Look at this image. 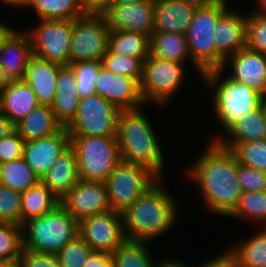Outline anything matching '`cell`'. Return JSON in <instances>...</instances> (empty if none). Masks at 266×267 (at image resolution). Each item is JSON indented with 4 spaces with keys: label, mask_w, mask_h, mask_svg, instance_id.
Returning a JSON list of instances; mask_svg holds the SVG:
<instances>
[{
    "label": "cell",
    "mask_w": 266,
    "mask_h": 267,
    "mask_svg": "<svg viewBox=\"0 0 266 267\" xmlns=\"http://www.w3.org/2000/svg\"><path fill=\"white\" fill-rule=\"evenodd\" d=\"M207 142L194 162L183 168L186 170L184 175L198 188L204 211L227 217L242 195L237 179V160L230 149L216 140Z\"/></svg>",
    "instance_id": "6da1fadb"
},
{
    "label": "cell",
    "mask_w": 266,
    "mask_h": 267,
    "mask_svg": "<svg viewBox=\"0 0 266 267\" xmlns=\"http://www.w3.org/2000/svg\"><path fill=\"white\" fill-rule=\"evenodd\" d=\"M164 183V178H160L121 213L126 240L155 243V240L175 231L174 228L182 220V215H179L180 202Z\"/></svg>",
    "instance_id": "7a4b0ae2"
},
{
    "label": "cell",
    "mask_w": 266,
    "mask_h": 267,
    "mask_svg": "<svg viewBox=\"0 0 266 267\" xmlns=\"http://www.w3.org/2000/svg\"><path fill=\"white\" fill-rule=\"evenodd\" d=\"M147 106L121 111L118 117L116 140L121 160L143 165L159 178H165L166 154L155 125L145 113ZM147 115V116H146ZM156 130V131H155ZM166 165V166H165Z\"/></svg>",
    "instance_id": "3957f363"
},
{
    "label": "cell",
    "mask_w": 266,
    "mask_h": 267,
    "mask_svg": "<svg viewBox=\"0 0 266 267\" xmlns=\"http://www.w3.org/2000/svg\"><path fill=\"white\" fill-rule=\"evenodd\" d=\"M201 82L208 90L207 95H211L210 98L207 96V99L212 98L209 111L221 129L216 130L215 135L210 134L208 140H216L232 123L261 106L262 96L258 92L231 80L221 69L205 72Z\"/></svg>",
    "instance_id": "277c9868"
},
{
    "label": "cell",
    "mask_w": 266,
    "mask_h": 267,
    "mask_svg": "<svg viewBox=\"0 0 266 267\" xmlns=\"http://www.w3.org/2000/svg\"><path fill=\"white\" fill-rule=\"evenodd\" d=\"M79 230V222L61 205L22 226L23 247L39 253L57 254L73 240Z\"/></svg>",
    "instance_id": "5b68a950"
},
{
    "label": "cell",
    "mask_w": 266,
    "mask_h": 267,
    "mask_svg": "<svg viewBox=\"0 0 266 267\" xmlns=\"http://www.w3.org/2000/svg\"><path fill=\"white\" fill-rule=\"evenodd\" d=\"M188 73L184 64L149 55L143 62L141 81V94L145 104L154 105L155 108L157 107V111L159 109L160 111L168 110L169 106L173 104L172 101L176 99L178 91H184L183 88L189 81Z\"/></svg>",
    "instance_id": "8992f818"
},
{
    "label": "cell",
    "mask_w": 266,
    "mask_h": 267,
    "mask_svg": "<svg viewBox=\"0 0 266 267\" xmlns=\"http://www.w3.org/2000/svg\"><path fill=\"white\" fill-rule=\"evenodd\" d=\"M80 179L105 182L121 161L116 137L70 136Z\"/></svg>",
    "instance_id": "52a82bcc"
},
{
    "label": "cell",
    "mask_w": 266,
    "mask_h": 267,
    "mask_svg": "<svg viewBox=\"0 0 266 267\" xmlns=\"http://www.w3.org/2000/svg\"><path fill=\"white\" fill-rule=\"evenodd\" d=\"M230 0L197 8L186 33L191 60L205 73L216 69L215 29Z\"/></svg>",
    "instance_id": "ba28073f"
},
{
    "label": "cell",
    "mask_w": 266,
    "mask_h": 267,
    "mask_svg": "<svg viewBox=\"0 0 266 267\" xmlns=\"http://www.w3.org/2000/svg\"><path fill=\"white\" fill-rule=\"evenodd\" d=\"M159 179L149 168L121 160L104 182L111 210L122 213Z\"/></svg>",
    "instance_id": "9c48e42d"
},
{
    "label": "cell",
    "mask_w": 266,
    "mask_h": 267,
    "mask_svg": "<svg viewBox=\"0 0 266 267\" xmlns=\"http://www.w3.org/2000/svg\"><path fill=\"white\" fill-rule=\"evenodd\" d=\"M120 112L95 93L79 99L76 115L65 128L70 136L116 137Z\"/></svg>",
    "instance_id": "30bf717a"
},
{
    "label": "cell",
    "mask_w": 266,
    "mask_h": 267,
    "mask_svg": "<svg viewBox=\"0 0 266 267\" xmlns=\"http://www.w3.org/2000/svg\"><path fill=\"white\" fill-rule=\"evenodd\" d=\"M109 34L104 15L84 14L72 20L69 64L101 61L108 51Z\"/></svg>",
    "instance_id": "8fae6325"
},
{
    "label": "cell",
    "mask_w": 266,
    "mask_h": 267,
    "mask_svg": "<svg viewBox=\"0 0 266 267\" xmlns=\"http://www.w3.org/2000/svg\"><path fill=\"white\" fill-rule=\"evenodd\" d=\"M37 23V24H36ZM24 29L31 39L33 55L60 65H69L72 20H37Z\"/></svg>",
    "instance_id": "7c38bea8"
},
{
    "label": "cell",
    "mask_w": 266,
    "mask_h": 267,
    "mask_svg": "<svg viewBox=\"0 0 266 267\" xmlns=\"http://www.w3.org/2000/svg\"><path fill=\"white\" fill-rule=\"evenodd\" d=\"M78 233L93 251L109 254L126 240L122 215L113 210L83 218Z\"/></svg>",
    "instance_id": "4fadbf2b"
},
{
    "label": "cell",
    "mask_w": 266,
    "mask_h": 267,
    "mask_svg": "<svg viewBox=\"0 0 266 267\" xmlns=\"http://www.w3.org/2000/svg\"><path fill=\"white\" fill-rule=\"evenodd\" d=\"M95 93L121 111L146 106L141 94V83L136 78L115 74L103 66L95 79Z\"/></svg>",
    "instance_id": "5bb4252c"
},
{
    "label": "cell",
    "mask_w": 266,
    "mask_h": 267,
    "mask_svg": "<svg viewBox=\"0 0 266 267\" xmlns=\"http://www.w3.org/2000/svg\"><path fill=\"white\" fill-rule=\"evenodd\" d=\"M60 204L79 222L83 218L111 210L104 182L79 179L60 200Z\"/></svg>",
    "instance_id": "9a60e30c"
},
{
    "label": "cell",
    "mask_w": 266,
    "mask_h": 267,
    "mask_svg": "<svg viewBox=\"0 0 266 267\" xmlns=\"http://www.w3.org/2000/svg\"><path fill=\"white\" fill-rule=\"evenodd\" d=\"M220 69L231 80L251 87L261 96L266 95V54L245 47L227 57Z\"/></svg>",
    "instance_id": "2e32d148"
},
{
    "label": "cell",
    "mask_w": 266,
    "mask_h": 267,
    "mask_svg": "<svg viewBox=\"0 0 266 267\" xmlns=\"http://www.w3.org/2000/svg\"><path fill=\"white\" fill-rule=\"evenodd\" d=\"M240 11V12H239ZM247 11L229 8L218 20L215 29L216 69L224 60L246 47Z\"/></svg>",
    "instance_id": "e0dca14e"
},
{
    "label": "cell",
    "mask_w": 266,
    "mask_h": 267,
    "mask_svg": "<svg viewBox=\"0 0 266 267\" xmlns=\"http://www.w3.org/2000/svg\"><path fill=\"white\" fill-rule=\"evenodd\" d=\"M104 16L110 30L132 31L150 38L154 32L155 0L113 5Z\"/></svg>",
    "instance_id": "ac0fdd59"
},
{
    "label": "cell",
    "mask_w": 266,
    "mask_h": 267,
    "mask_svg": "<svg viewBox=\"0 0 266 267\" xmlns=\"http://www.w3.org/2000/svg\"><path fill=\"white\" fill-rule=\"evenodd\" d=\"M69 145L70 135L66 128L62 127L51 136L25 142L23 159L41 179Z\"/></svg>",
    "instance_id": "d6986e66"
},
{
    "label": "cell",
    "mask_w": 266,
    "mask_h": 267,
    "mask_svg": "<svg viewBox=\"0 0 266 267\" xmlns=\"http://www.w3.org/2000/svg\"><path fill=\"white\" fill-rule=\"evenodd\" d=\"M32 56L29 34L25 30L14 29L0 48V66L8 81L23 80L26 66Z\"/></svg>",
    "instance_id": "ffe728a7"
},
{
    "label": "cell",
    "mask_w": 266,
    "mask_h": 267,
    "mask_svg": "<svg viewBox=\"0 0 266 267\" xmlns=\"http://www.w3.org/2000/svg\"><path fill=\"white\" fill-rule=\"evenodd\" d=\"M79 179L76 151L70 144L60 153L40 181L61 200Z\"/></svg>",
    "instance_id": "44dd1931"
},
{
    "label": "cell",
    "mask_w": 266,
    "mask_h": 267,
    "mask_svg": "<svg viewBox=\"0 0 266 267\" xmlns=\"http://www.w3.org/2000/svg\"><path fill=\"white\" fill-rule=\"evenodd\" d=\"M61 66L34 55L30 58L23 80L30 85L39 104H51L56 95V84Z\"/></svg>",
    "instance_id": "7402d4cb"
},
{
    "label": "cell",
    "mask_w": 266,
    "mask_h": 267,
    "mask_svg": "<svg viewBox=\"0 0 266 267\" xmlns=\"http://www.w3.org/2000/svg\"><path fill=\"white\" fill-rule=\"evenodd\" d=\"M79 99L73 68L70 65H62L58 74L56 95L49 107L63 127H66L75 117Z\"/></svg>",
    "instance_id": "603a6c76"
},
{
    "label": "cell",
    "mask_w": 266,
    "mask_h": 267,
    "mask_svg": "<svg viewBox=\"0 0 266 267\" xmlns=\"http://www.w3.org/2000/svg\"><path fill=\"white\" fill-rule=\"evenodd\" d=\"M196 9L183 0H155L154 32L186 34Z\"/></svg>",
    "instance_id": "cb8c5ba5"
},
{
    "label": "cell",
    "mask_w": 266,
    "mask_h": 267,
    "mask_svg": "<svg viewBox=\"0 0 266 267\" xmlns=\"http://www.w3.org/2000/svg\"><path fill=\"white\" fill-rule=\"evenodd\" d=\"M149 45L153 57L184 64L187 68L192 65L191 68L195 70L191 71H196L200 81L202 80L204 72L191 60L186 34L153 32Z\"/></svg>",
    "instance_id": "d4e9b609"
},
{
    "label": "cell",
    "mask_w": 266,
    "mask_h": 267,
    "mask_svg": "<svg viewBox=\"0 0 266 267\" xmlns=\"http://www.w3.org/2000/svg\"><path fill=\"white\" fill-rule=\"evenodd\" d=\"M266 139V116L260 106L232 123L216 141L231 149L236 143Z\"/></svg>",
    "instance_id": "484cf974"
},
{
    "label": "cell",
    "mask_w": 266,
    "mask_h": 267,
    "mask_svg": "<svg viewBox=\"0 0 266 267\" xmlns=\"http://www.w3.org/2000/svg\"><path fill=\"white\" fill-rule=\"evenodd\" d=\"M1 96L2 112L14 125L39 105L34 91L24 80L9 81Z\"/></svg>",
    "instance_id": "4316f807"
},
{
    "label": "cell",
    "mask_w": 266,
    "mask_h": 267,
    "mask_svg": "<svg viewBox=\"0 0 266 267\" xmlns=\"http://www.w3.org/2000/svg\"><path fill=\"white\" fill-rule=\"evenodd\" d=\"M62 127L49 105L39 104L15 125V130L25 142H28L51 136Z\"/></svg>",
    "instance_id": "83f0119b"
},
{
    "label": "cell",
    "mask_w": 266,
    "mask_h": 267,
    "mask_svg": "<svg viewBox=\"0 0 266 267\" xmlns=\"http://www.w3.org/2000/svg\"><path fill=\"white\" fill-rule=\"evenodd\" d=\"M254 229L258 230L251 236L235 240L226 247L234 255L239 267H266V228Z\"/></svg>",
    "instance_id": "f1b7e54d"
},
{
    "label": "cell",
    "mask_w": 266,
    "mask_h": 267,
    "mask_svg": "<svg viewBox=\"0 0 266 267\" xmlns=\"http://www.w3.org/2000/svg\"><path fill=\"white\" fill-rule=\"evenodd\" d=\"M150 38L132 31L110 30L108 51L144 62L150 55Z\"/></svg>",
    "instance_id": "f546056e"
},
{
    "label": "cell",
    "mask_w": 266,
    "mask_h": 267,
    "mask_svg": "<svg viewBox=\"0 0 266 267\" xmlns=\"http://www.w3.org/2000/svg\"><path fill=\"white\" fill-rule=\"evenodd\" d=\"M150 243L153 244L150 241L125 240L112 253L114 267H156L163 257L156 258Z\"/></svg>",
    "instance_id": "4dcf8cb0"
},
{
    "label": "cell",
    "mask_w": 266,
    "mask_h": 267,
    "mask_svg": "<svg viewBox=\"0 0 266 267\" xmlns=\"http://www.w3.org/2000/svg\"><path fill=\"white\" fill-rule=\"evenodd\" d=\"M60 200L41 181L21 193L22 226L27 221L52 211Z\"/></svg>",
    "instance_id": "1f68e13d"
},
{
    "label": "cell",
    "mask_w": 266,
    "mask_h": 267,
    "mask_svg": "<svg viewBox=\"0 0 266 267\" xmlns=\"http://www.w3.org/2000/svg\"><path fill=\"white\" fill-rule=\"evenodd\" d=\"M27 10L36 20H74L85 14L81 0H29Z\"/></svg>",
    "instance_id": "d6a6232c"
},
{
    "label": "cell",
    "mask_w": 266,
    "mask_h": 267,
    "mask_svg": "<svg viewBox=\"0 0 266 267\" xmlns=\"http://www.w3.org/2000/svg\"><path fill=\"white\" fill-rule=\"evenodd\" d=\"M227 217L266 228V191L242 192L237 206Z\"/></svg>",
    "instance_id": "836d02e7"
},
{
    "label": "cell",
    "mask_w": 266,
    "mask_h": 267,
    "mask_svg": "<svg viewBox=\"0 0 266 267\" xmlns=\"http://www.w3.org/2000/svg\"><path fill=\"white\" fill-rule=\"evenodd\" d=\"M39 181V177L23 157L0 164V184L12 190L22 193Z\"/></svg>",
    "instance_id": "e575fe53"
},
{
    "label": "cell",
    "mask_w": 266,
    "mask_h": 267,
    "mask_svg": "<svg viewBox=\"0 0 266 267\" xmlns=\"http://www.w3.org/2000/svg\"><path fill=\"white\" fill-rule=\"evenodd\" d=\"M230 150L239 164L266 172V139L236 143Z\"/></svg>",
    "instance_id": "d590c367"
},
{
    "label": "cell",
    "mask_w": 266,
    "mask_h": 267,
    "mask_svg": "<svg viewBox=\"0 0 266 267\" xmlns=\"http://www.w3.org/2000/svg\"><path fill=\"white\" fill-rule=\"evenodd\" d=\"M23 249L22 226L0 222V261L19 259Z\"/></svg>",
    "instance_id": "8d00e7d4"
},
{
    "label": "cell",
    "mask_w": 266,
    "mask_h": 267,
    "mask_svg": "<svg viewBox=\"0 0 266 267\" xmlns=\"http://www.w3.org/2000/svg\"><path fill=\"white\" fill-rule=\"evenodd\" d=\"M75 73L77 93L80 99L95 94V79L102 66L101 61H80L69 64Z\"/></svg>",
    "instance_id": "74e56055"
},
{
    "label": "cell",
    "mask_w": 266,
    "mask_h": 267,
    "mask_svg": "<svg viewBox=\"0 0 266 267\" xmlns=\"http://www.w3.org/2000/svg\"><path fill=\"white\" fill-rule=\"evenodd\" d=\"M92 252L90 245L77 235L56 255L60 267H84Z\"/></svg>",
    "instance_id": "f35d334b"
},
{
    "label": "cell",
    "mask_w": 266,
    "mask_h": 267,
    "mask_svg": "<svg viewBox=\"0 0 266 267\" xmlns=\"http://www.w3.org/2000/svg\"><path fill=\"white\" fill-rule=\"evenodd\" d=\"M246 47L266 54V14L247 12Z\"/></svg>",
    "instance_id": "ab89813d"
},
{
    "label": "cell",
    "mask_w": 266,
    "mask_h": 267,
    "mask_svg": "<svg viewBox=\"0 0 266 267\" xmlns=\"http://www.w3.org/2000/svg\"><path fill=\"white\" fill-rule=\"evenodd\" d=\"M102 66L115 74L136 78L140 83L143 78V62L140 59L126 58L107 51L102 60Z\"/></svg>",
    "instance_id": "60d3db41"
},
{
    "label": "cell",
    "mask_w": 266,
    "mask_h": 267,
    "mask_svg": "<svg viewBox=\"0 0 266 267\" xmlns=\"http://www.w3.org/2000/svg\"><path fill=\"white\" fill-rule=\"evenodd\" d=\"M0 222L22 226L21 192L0 184Z\"/></svg>",
    "instance_id": "b9f144b4"
},
{
    "label": "cell",
    "mask_w": 266,
    "mask_h": 267,
    "mask_svg": "<svg viewBox=\"0 0 266 267\" xmlns=\"http://www.w3.org/2000/svg\"><path fill=\"white\" fill-rule=\"evenodd\" d=\"M237 179L242 192L266 191V172L237 162Z\"/></svg>",
    "instance_id": "7bdbcfd3"
},
{
    "label": "cell",
    "mask_w": 266,
    "mask_h": 267,
    "mask_svg": "<svg viewBox=\"0 0 266 267\" xmlns=\"http://www.w3.org/2000/svg\"><path fill=\"white\" fill-rule=\"evenodd\" d=\"M25 141L16 130L0 140V164L23 157Z\"/></svg>",
    "instance_id": "ee69618b"
},
{
    "label": "cell",
    "mask_w": 266,
    "mask_h": 267,
    "mask_svg": "<svg viewBox=\"0 0 266 267\" xmlns=\"http://www.w3.org/2000/svg\"><path fill=\"white\" fill-rule=\"evenodd\" d=\"M22 267H60L56 254H46L23 249L20 256Z\"/></svg>",
    "instance_id": "f6af8a7d"
},
{
    "label": "cell",
    "mask_w": 266,
    "mask_h": 267,
    "mask_svg": "<svg viewBox=\"0 0 266 267\" xmlns=\"http://www.w3.org/2000/svg\"><path fill=\"white\" fill-rule=\"evenodd\" d=\"M219 252L220 253H217L215 256H210V258L203 261V263L200 262V264L195 266L193 263L192 267H238L234 255L226 247Z\"/></svg>",
    "instance_id": "bcb514c9"
},
{
    "label": "cell",
    "mask_w": 266,
    "mask_h": 267,
    "mask_svg": "<svg viewBox=\"0 0 266 267\" xmlns=\"http://www.w3.org/2000/svg\"><path fill=\"white\" fill-rule=\"evenodd\" d=\"M85 14L104 15L113 5L114 0H81Z\"/></svg>",
    "instance_id": "7dc6e473"
},
{
    "label": "cell",
    "mask_w": 266,
    "mask_h": 267,
    "mask_svg": "<svg viewBox=\"0 0 266 267\" xmlns=\"http://www.w3.org/2000/svg\"><path fill=\"white\" fill-rule=\"evenodd\" d=\"M84 267H114L112 254L93 251Z\"/></svg>",
    "instance_id": "c3c4849f"
},
{
    "label": "cell",
    "mask_w": 266,
    "mask_h": 267,
    "mask_svg": "<svg viewBox=\"0 0 266 267\" xmlns=\"http://www.w3.org/2000/svg\"><path fill=\"white\" fill-rule=\"evenodd\" d=\"M156 267H192L191 263H187L182 261V259H175L174 257H164L160 260V262L156 265Z\"/></svg>",
    "instance_id": "681fc988"
},
{
    "label": "cell",
    "mask_w": 266,
    "mask_h": 267,
    "mask_svg": "<svg viewBox=\"0 0 266 267\" xmlns=\"http://www.w3.org/2000/svg\"><path fill=\"white\" fill-rule=\"evenodd\" d=\"M15 130V125L4 114H0V140Z\"/></svg>",
    "instance_id": "f907efd6"
},
{
    "label": "cell",
    "mask_w": 266,
    "mask_h": 267,
    "mask_svg": "<svg viewBox=\"0 0 266 267\" xmlns=\"http://www.w3.org/2000/svg\"><path fill=\"white\" fill-rule=\"evenodd\" d=\"M0 4L5 7L13 8L16 10L28 8L29 0H0ZM19 8V9H18Z\"/></svg>",
    "instance_id": "816d5d0a"
},
{
    "label": "cell",
    "mask_w": 266,
    "mask_h": 267,
    "mask_svg": "<svg viewBox=\"0 0 266 267\" xmlns=\"http://www.w3.org/2000/svg\"><path fill=\"white\" fill-rule=\"evenodd\" d=\"M5 20L1 21L0 20V48L3 43V41L8 37V35L15 29V26L9 25L6 22L4 23Z\"/></svg>",
    "instance_id": "f5cc1de1"
},
{
    "label": "cell",
    "mask_w": 266,
    "mask_h": 267,
    "mask_svg": "<svg viewBox=\"0 0 266 267\" xmlns=\"http://www.w3.org/2000/svg\"><path fill=\"white\" fill-rule=\"evenodd\" d=\"M196 8H203L214 5L222 0H183Z\"/></svg>",
    "instance_id": "db71d44e"
},
{
    "label": "cell",
    "mask_w": 266,
    "mask_h": 267,
    "mask_svg": "<svg viewBox=\"0 0 266 267\" xmlns=\"http://www.w3.org/2000/svg\"><path fill=\"white\" fill-rule=\"evenodd\" d=\"M253 2H254V5L256 3V5L254 6L255 9H252V10L250 9V11L266 14V0H254L252 1V3Z\"/></svg>",
    "instance_id": "11a10c76"
},
{
    "label": "cell",
    "mask_w": 266,
    "mask_h": 267,
    "mask_svg": "<svg viewBox=\"0 0 266 267\" xmlns=\"http://www.w3.org/2000/svg\"><path fill=\"white\" fill-rule=\"evenodd\" d=\"M0 267H22L20 258L12 261H0Z\"/></svg>",
    "instance_id": "9f6ffc18"
},
{
    "label": "cell",
    "mask_w": 266,
    "mask_h": 267,
    "mask_svg": "<svg viewBox=\"0 0 266 267\" xmlns=\"http://www.w3.org/2000/svg\"><path fill=\"white\" fill-rule=\"evenodd\" d=\"M8 79L5 77L2 67L0 66V92L8 83Z\"/></svg>",
    "instance_id": "6f0895ef"
},
{
    "label": "cell",
    "mask_w": 266,
    "mask_h": 267,
    "mask_svg": "<svg viewBox=\"0 0 266 267\" xmlns=\"http://www.w3.org/2000/svg\"><path fill=\"white\" fill-rule=\"evenodd\" d=\"M145 0H114V5L132 4L138 3Z\"/></svg>",
    "instance_id": "680465c9"
},
{
    "label": "cell",
    "mask_w": 266,
    "mask_h": 267,
    "mask_svg": "<svg viewBox=\"0 0 266 267\" xmlns=\"http://www.w3.org/2000/svg\"><path fill=\"white\" fill-rule=\"evenodd\" d=\"M261 107H262V109L265 113V116H266V95L262 96Z\"/></svg>",
    "instance_id": "91938a15"
},
{
    "label": "cell",
    "mask_w": 266,
    "mask_h": 267,
    "mask_svg": "<svg viewBox=\"0 0 266 267\" xmlns=\"http://www.w3.org/2000/svg\"><path fill=\"white\" fill-rule=\"evenodd\" d=\"M0 114H3V112H2V96H1V92H0Z\"/></svg>",
    "instance_id": "94428289"
}]
</instances>
